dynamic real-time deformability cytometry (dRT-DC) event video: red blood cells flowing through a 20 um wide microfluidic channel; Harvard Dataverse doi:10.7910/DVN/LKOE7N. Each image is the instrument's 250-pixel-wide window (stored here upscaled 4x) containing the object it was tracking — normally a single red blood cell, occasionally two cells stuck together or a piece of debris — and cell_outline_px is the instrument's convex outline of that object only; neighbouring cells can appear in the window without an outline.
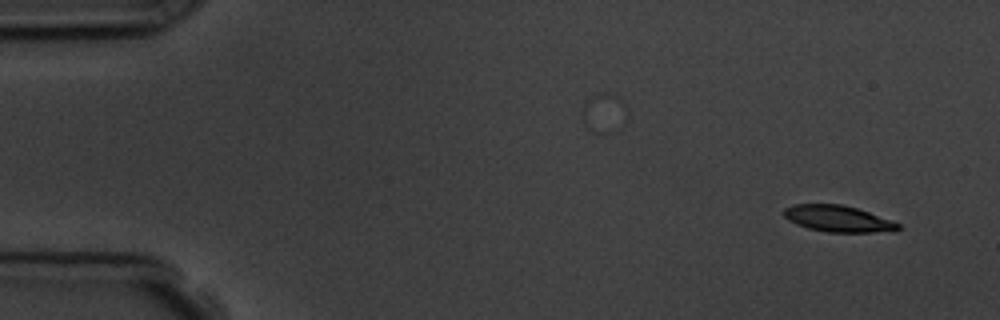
{"species": "common noctule bat (a hibernating species)", "species_latin": "Nyctalus noctula", "temperature_condition": "room temperature", "stored_images_in_passage": 3, "segment_of_instrument_passage": [2, 2], "camera_frame_rate_fps": 3000, "um_per_image_px": 0.085, "animal": {"sex": "male", "body_mass_g": 19.5, "forearm_length_mm": 54.6}, "frame": {"image": 1, "passage_image": 3, "time_ms": 2.333, "image_size_px": [1000, 320], "cell_outline_px": [[900, 228], [896, 232], [828, 232], [808, 228], [796, 224], [788, 220], [784, 216], [784, 208], [792, 204], [840, 204], [856, 208], [892, 220], [900, 224]], "centroid_in_image_um": [71.25, 18.59], "position_along_channel_um": 13.8, "area_um2": 17.63}}